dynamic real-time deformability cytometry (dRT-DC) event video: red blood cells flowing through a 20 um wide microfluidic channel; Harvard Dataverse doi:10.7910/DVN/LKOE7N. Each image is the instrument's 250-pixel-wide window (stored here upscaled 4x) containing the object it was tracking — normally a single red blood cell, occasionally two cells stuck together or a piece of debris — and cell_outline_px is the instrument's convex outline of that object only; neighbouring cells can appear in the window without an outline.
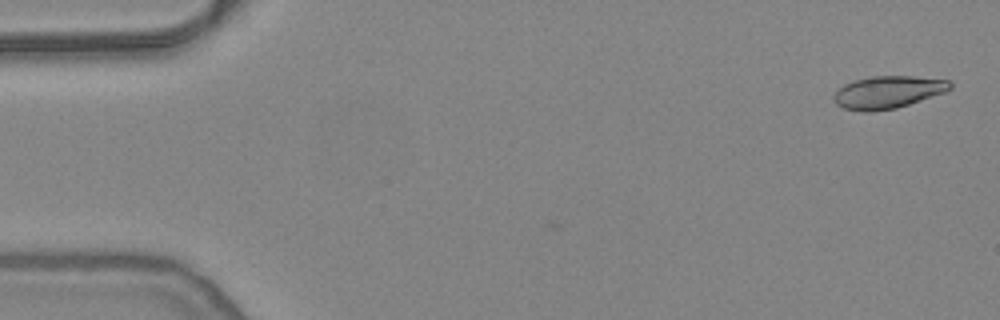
{"species": "common noctule bat (a hibernating species)", "species_latin": "Nyctalus noctula", "temperature_condition": "warm", "stored_images_in_passage": 16, "camera_frame_rate_fps": 3000, "um_per_image_px": 0.085, "animal": {"sex": "female", "body_mass_g": 24.6, "forearm_length_mm": 56.2}, "frame": {"image": 1, "passage_image": 2, "time_ms": 0.333, "image_size_px": [1000, 320], "cell_outline_px": [[952, 88], [944, 92], [896, 108], [872, 112], [864, 112], [844, 108], [836, 104], [832, 100], [832, 96], [844, 84], [856, 80], [872, 76], [912, 76], [948, 80], [952, 84]], "centroid_in_image_um": [75.44, 7.84], "position_along_channel_um": 9.6, "area_um2": 21.85}}
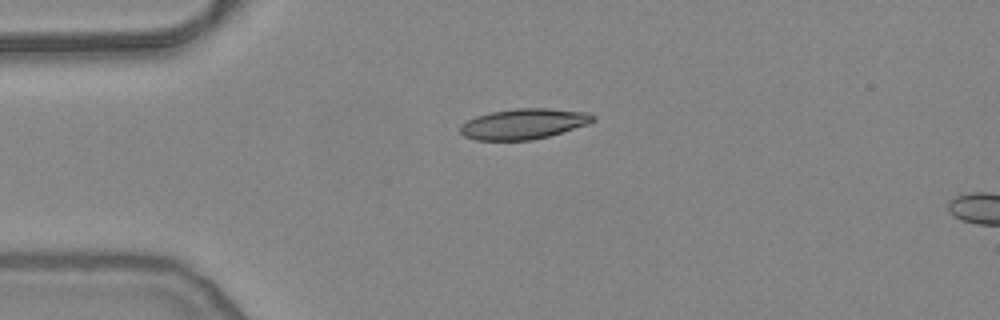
{"frame": {"image": 2, "passage_image": 13, "time_ms": 4.0, "image_size_px": [1000, 320], "cell_outline_px": [[596, 120], [588, 124], [548, 136], [532, 140], [476, 140], [464, 136], [460, 132], [460, 124], [476, 116], [492, 112], [516, 108], [548, 108], [588, 112], [596, 116]], "centroid_in_image_um": [44.52, 10.52], "position_along_channel_um": 40.5, "area_um2": 23.58}}